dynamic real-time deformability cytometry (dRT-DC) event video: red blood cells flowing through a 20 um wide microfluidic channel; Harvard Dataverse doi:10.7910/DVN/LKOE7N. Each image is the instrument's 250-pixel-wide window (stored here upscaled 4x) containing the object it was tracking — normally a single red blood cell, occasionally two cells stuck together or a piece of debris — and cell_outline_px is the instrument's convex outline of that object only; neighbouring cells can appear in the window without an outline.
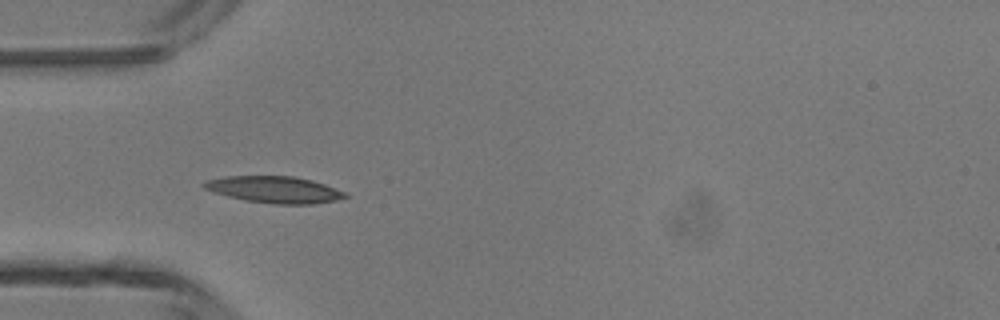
{"species": "common noctule bat (a hibernating species)", "species_latin": "Nyctalus noctula", "temperature_condition": "room temperature", "stored_images_in_passage": 34, "camera_frame_rate_fps": 3000, "um_per_image_px": 0.085, "animal": {"sex": "male", "body_mass_g": 13.3}, "frame": {"image": 1, "passage_image": 1, "time_ms": 0.0, "image_size_px": [1000, 320], "cell_outline_px": [[348, 196], [336, 200], [312, 204], [272, 204], [244, 200], [212, 192], [204, 188], [200, 184], [208, 180], [224, 176], [292, 176], [312, 180], [324, 184], [344, 192]], "centroid_in_image_um": [23.28, 16.11], "position_along_channel_um": 61.7, "area_um2": 21.85}}
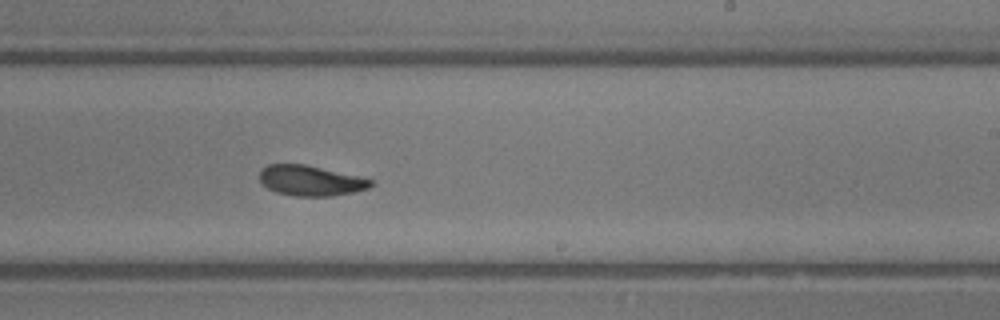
{"frame": {"image": 2, "passage_image": 15, "time_ms": 4.667, "image_size_px": [1000, 320], "cell_outline_px": [[372, 184], [368, 188], [356, 192], [332, 196], [292, 196], [276, 192], [268, 188], [260, 180], [260, 172], [268, 164], [304, 164], [356, 176], [372, 180]], "centroid_in_image_um": [26.38, 15.37], "position_along_channel_um": 262.6, "area_um2": 19.36}}
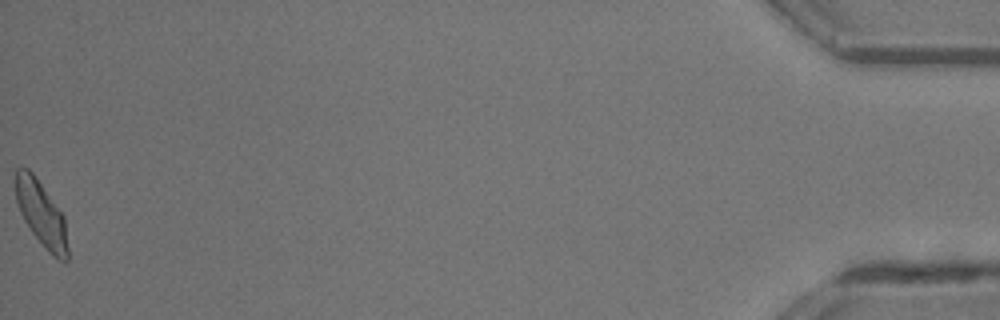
{"frame": {"image": 3, "passage_image": 34, "time_ms": 11.0, "image_size_px": [1000, 320], "cell_outline_px": [[68, 260], [60, 260], [52, 256], [48, 252], [32, 232], [24, 220], [20, 212], [16, 200], [16, 168], [28, 168], [32, 172], [64, 216], [68, 248]], "centroid_in_image_um": [3.52, 18.2], "position_along_channel_um": 431.7, "area_um2": 19.48}, "authors_computed_cell_mechanics": {"area_um2": 20.0855, "velocity_mm_per_s": 4.3461, "shape_relaxation_time_tau1_ms": 3.0879, "shape_relaxation_time_tau2_ms": 2.9199, "deformation_change_tau1": 0.1257, "deformation_change_tau2": 0.0914}}